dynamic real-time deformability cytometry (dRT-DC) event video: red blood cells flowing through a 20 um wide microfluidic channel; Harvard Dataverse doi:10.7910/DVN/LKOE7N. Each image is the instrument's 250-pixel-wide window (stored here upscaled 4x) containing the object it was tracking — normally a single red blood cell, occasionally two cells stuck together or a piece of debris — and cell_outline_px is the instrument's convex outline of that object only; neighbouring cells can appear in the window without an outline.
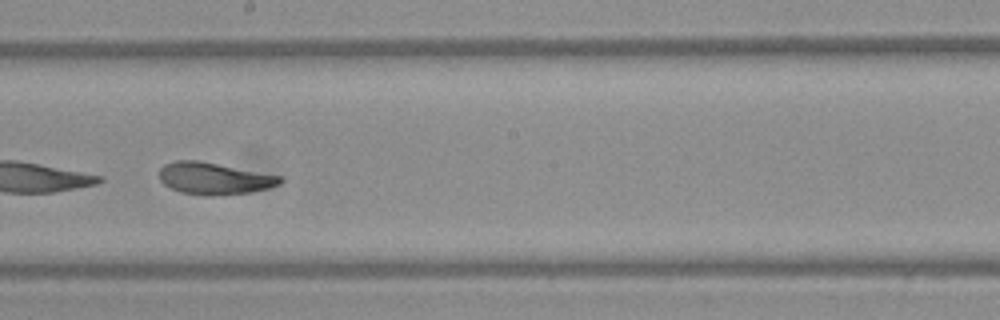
{"species": "Egyptian fruit bat (a non-hibernating species)", "species_latin": "Rousettus aegyptiacus", "temperature_condition": "warm", "stored_images_in_passage": 53, "camera_frame_rate_fps": 3000, "um_per_image_px": 0.085, "frame": {"image": 1, "passage_image": 31, "time_ms": 10.0, "image_size_px": [1000, 320], "cell_outline_px": [[284, 180], [280, 184], [268, 188], [248, 192], [216, 196], [204, 196], [180, 192], [164, 184], [160, 180], [160, 168], [164, 164], [176, 160], [200, 160], [280, 176]], "centroid_in_image_um": [18.18, 15.17], "position_along_channel_um": 230.0, "area_um2": 22.48}}